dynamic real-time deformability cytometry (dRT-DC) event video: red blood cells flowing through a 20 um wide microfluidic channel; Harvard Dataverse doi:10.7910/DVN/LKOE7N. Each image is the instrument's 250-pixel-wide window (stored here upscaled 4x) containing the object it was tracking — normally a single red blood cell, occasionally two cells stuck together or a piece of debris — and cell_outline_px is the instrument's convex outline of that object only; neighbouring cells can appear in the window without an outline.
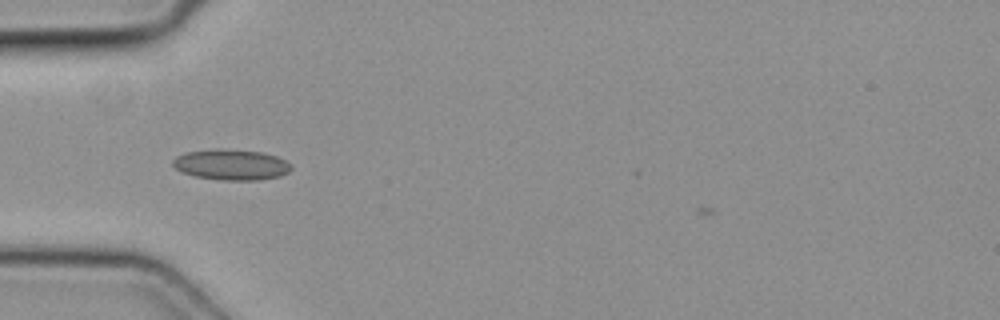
{"species": "common noctule bat (a hibernating species)", "species_latin": "Nyctalus noctula", "temperature_condition": "cold", "stored_images_in_passage": 5, "camera_frame_rate_fps": 3000, "um_per_image_px": 0.085, "animal": {"sex": "female", "body_mass_g": 19.3, "forearm_length_mm": 54.1}, "frame": {"image": 1, "passage_image": 4, "time_ms": 1.0, "image_size_px": [1000, 320], "cell_outline_px": [[292, 168], [288, 172], [280, 176], [260, 180], [220, 180], [196, 176], [180, 172], [172, 164], [172, 160], [176, 156], [184, 152], [212, 148], [220, 148], [264, 152], [276, 156], [292, 164]], "centroid_in_image_um": [19.64, 13.98], "position_along_channel_um": 65.4, "area_um2": 21.5}}